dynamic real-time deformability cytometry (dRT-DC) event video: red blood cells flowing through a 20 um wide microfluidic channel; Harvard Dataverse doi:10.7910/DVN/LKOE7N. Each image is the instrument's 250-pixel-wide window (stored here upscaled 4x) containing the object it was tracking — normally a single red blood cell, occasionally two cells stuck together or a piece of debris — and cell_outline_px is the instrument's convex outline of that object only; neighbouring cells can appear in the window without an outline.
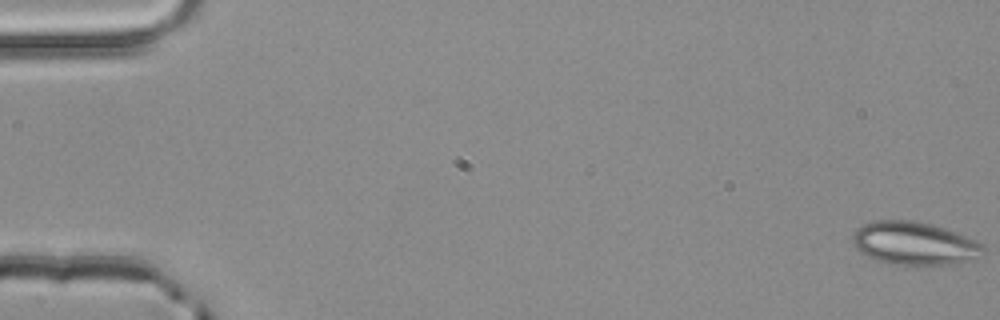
{"species": "common noctule bat (a hibernating species)", "species_latin": "Nyctalus noctula", "temperature_condition": "room temperature", "stored_images_in_passage": 5, "segment_of_instrument_passage": [2, 2], "camera_frame_rate_fps": 3000, "um_per_image_px": 0.085, "animal": {"sex": "male", "body_mass_g": 20.4}, "frame": {"image": 1, "passage_image": 5, "time_ms": 1.333, "image_size_px": [1000, 320], "cell_outline_px": [[984, 252], [972, 260], [948, 264], [916, 268], [904, 268], [888, 264], [876, 260], [860, 252], [856, 248], [852, 240], [852, 236], [864, 224], [876, 220], [912, 220], [944, 228], [956, 232], [976, 240], [984, 244]], "centroid_in_image_um": [77.73, 20.74], "position_along_channel_um": 7.3, "area_um2": 33.47}}